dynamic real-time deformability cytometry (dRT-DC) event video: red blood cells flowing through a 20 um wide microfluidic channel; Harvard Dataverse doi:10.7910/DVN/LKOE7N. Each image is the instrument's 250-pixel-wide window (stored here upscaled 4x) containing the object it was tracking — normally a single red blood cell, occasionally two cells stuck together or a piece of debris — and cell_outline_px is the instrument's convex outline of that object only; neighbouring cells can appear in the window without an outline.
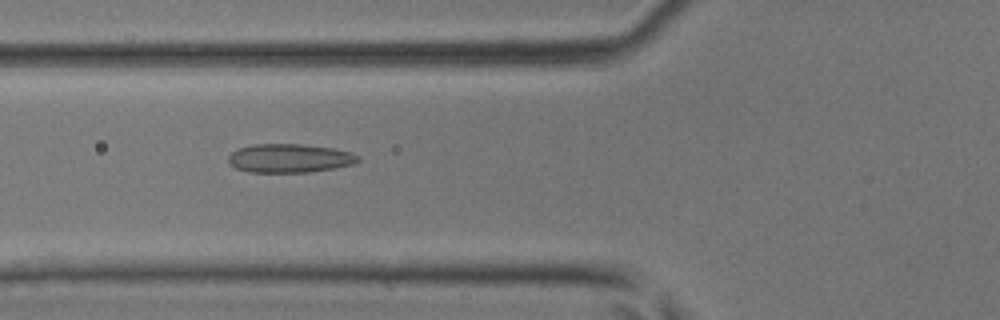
{"species": "common noctule bat (a hibernating species)", "species_latin": "Nyctalus noctula", "temperature_condition": "room temperature", "stored_images_in_passage": 28, "camera_frame_rate_fps": 3000, "um_per_image_px": 0.085, "animal": {"sex": "male", "body_mass_g": 17.9, "forearm_length_mm": 54.2}, "frame": {"image": 1, "passage_image": 3, "time_ms": 0.667, "image_size_px": [1000, 320], "cell_outline_px": [[360, 160], [352, 164], [332, 168], [308, 172], [248, 172], [236, 168], [228, 164], [228, 156], [232, 152], [240, 148], [252, 144], [300, 144], [336, 148], [352, 152], [360, 156]], "centroid_in_image_um": [24.61, 13.44], "position_along_channel_um": 101.2, "area_um2": 21.79}}
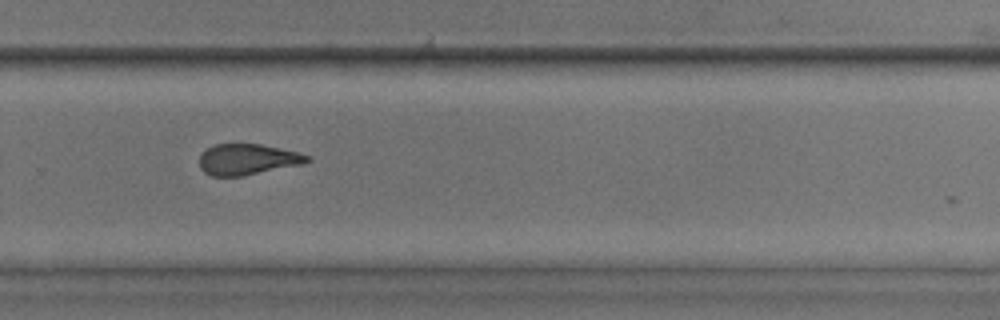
{"frame": {"image": 2, "passage_image": 17, "time_ms": 5.333, "image_size_px": [1000, 320], "cell_outline_px": [[312, 160], [304, 164], [240, 176], [212, 176], [204, 172], [200, 168], [200, 156], [208, 148], [216, 144], [260, 144], [280, 148], [296, 152], [308, 156]], "centroid_in_image_um": [21.04, 13.55], "position_along_channel_um": 308.8, "area_um2": 19.19}}
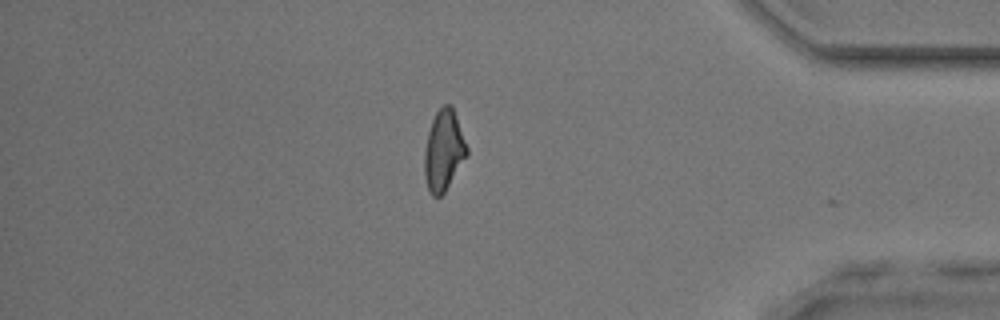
{"frame": {"image": 3, "passage_image": 25, "time_ms": 8.0, "image_size_px": [1000, 320], "cell_outline_px": [[468, 156], [444, 192], [440, 196], [432, 196], [428, 188], [424, 176], [424, 152], [428, 132], [432, 120], [436, 112], [444, 104], [452, 104], [468, 148]], "centroid_in_image_um": [37.72, 12.78], "position_along_channel_um": 397.5, "area_um2": 20.0}}